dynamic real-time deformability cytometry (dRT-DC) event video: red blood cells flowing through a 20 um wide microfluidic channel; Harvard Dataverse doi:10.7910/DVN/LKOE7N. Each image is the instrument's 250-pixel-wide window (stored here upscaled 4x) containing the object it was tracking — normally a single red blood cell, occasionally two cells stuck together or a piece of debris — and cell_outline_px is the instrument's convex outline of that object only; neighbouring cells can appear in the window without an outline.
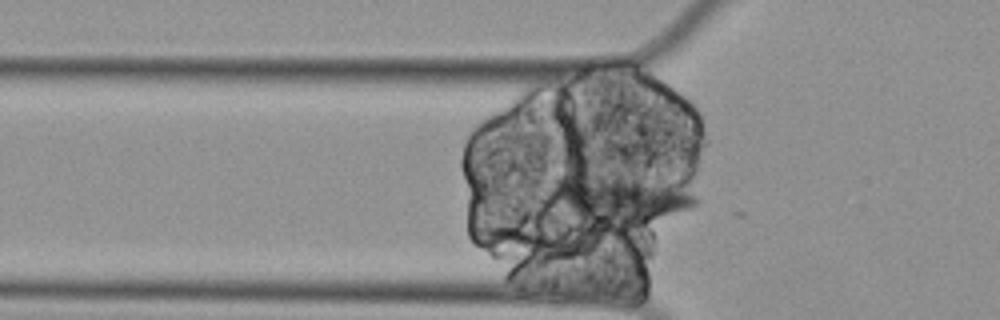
{"species": "Egyptian fruit bat (a non-hibernating species)", "species_latin": "Rousettus aegyptiacus", "temperature_condition": "cold", "stored_images_in_passage": 47, "segment_of_instrument_passage": [1, 2], "camera_frame_rate_fps": 3000, "um_per_image_px": 0.085, "animal": {"sex": "female"}, "frame": {"image": 1, "passage_image": 16, "time_ms": 5.0, "image_size_px": [1000, 320], "cell_outline_px": [[696, 204], [688, 208], [648, 220], [576, 232], [556, 208], [552, 192], [552, 188], [556, 180], [564, 172], [576, 172], [668, 184], [692, 196], [696, 200]], "centroid_in_image_um": [52.19, 17.03], "position_along_channel_um": 73.6, "area_um2": 41.5}}